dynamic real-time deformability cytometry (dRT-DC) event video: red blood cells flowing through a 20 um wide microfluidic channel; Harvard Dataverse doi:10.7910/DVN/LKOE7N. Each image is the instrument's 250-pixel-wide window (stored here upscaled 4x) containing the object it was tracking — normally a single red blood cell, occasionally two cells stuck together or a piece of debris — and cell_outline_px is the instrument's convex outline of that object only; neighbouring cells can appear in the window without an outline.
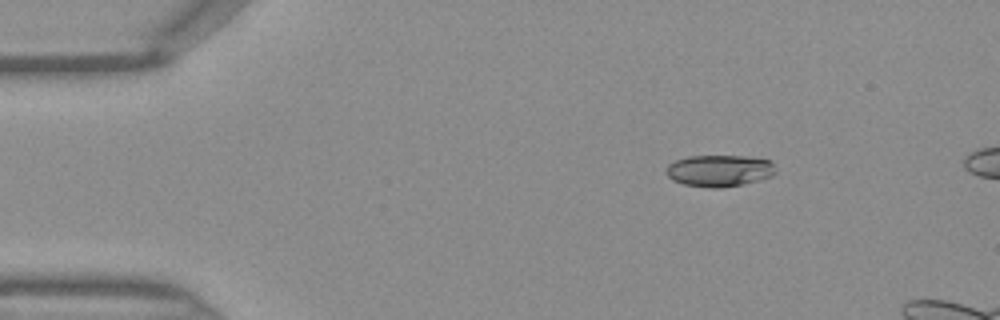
{"species": "Egyptian fruit bat (a non-hibernating species)", "species_latin": "Rousettus aegyptiacus", "temperature_condition": "warm", "stored_images_in_passage": 38, "camera_frame_rate_fps": 3000, "um_per_image_px": 0.085, "frame": {"image": 1, "passage_image": 1, "time_ms": 0.0, "image_size_px": [1000, 320], "cell_outline_px": [[776, 172], [772, 176], [760, 180], [744, 184], [720, 188], [712, 188], [684, 184], [672, 180], [664, 172], [668, 164], [676, 160], [688, 156], [748, 156], [768, 160], [772, 164]], "centroid_in_image_um": [61.12, 14.51], "position_along_channel_um": 23.9, "area_um2": 20.29}}
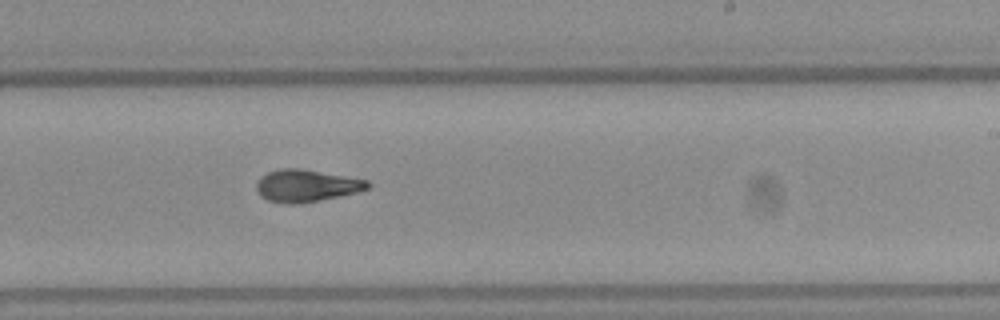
{"frame": {"image": 2, "passage_image": 22, "time_ms": 7.0, "image_size_px": [1000, 320], "cell_outline_px": [[372, 184], [368, 188], [356, 192], [340, 196], [320, 200], [296, 204], [284, 204], [268, 200], [260, 196], [256, 188], [256, 184], [260, 176], [268, 172], [280, 168], [300, 168], [368, 180]], "centroid_in_image_um": [26.01, 15.78], "position_along_channel_um": 263.0, "area_um2": 20.92}}
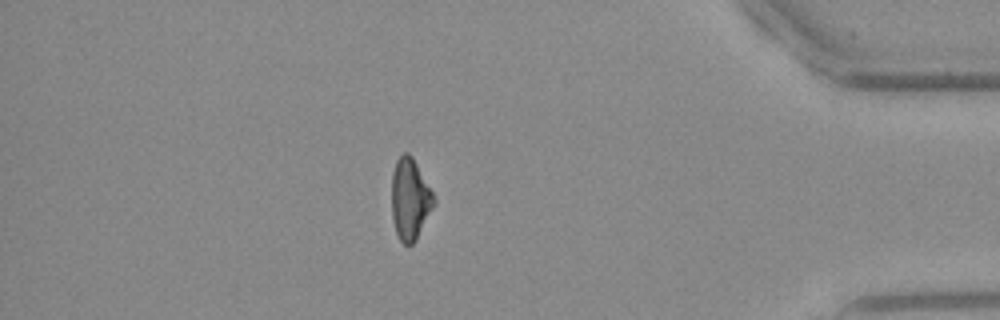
{"frame": {"image": 3, "passage_image": 34, "time_ms": 11.0, "image_size_px": [1000, 320], "cell_outline_px": [[436, 200], [416, 240], [412, 244], [404, 244], [400, 240], [396, 232], [392, 216], [392, 172], [396, 160], [404, 152], [408, 152], [412, 156], [432, 192]], "centroid_in_image_um": [34.83, 16.91], "position_along_channel_um": 400.4, "area_um2": 19.71}}